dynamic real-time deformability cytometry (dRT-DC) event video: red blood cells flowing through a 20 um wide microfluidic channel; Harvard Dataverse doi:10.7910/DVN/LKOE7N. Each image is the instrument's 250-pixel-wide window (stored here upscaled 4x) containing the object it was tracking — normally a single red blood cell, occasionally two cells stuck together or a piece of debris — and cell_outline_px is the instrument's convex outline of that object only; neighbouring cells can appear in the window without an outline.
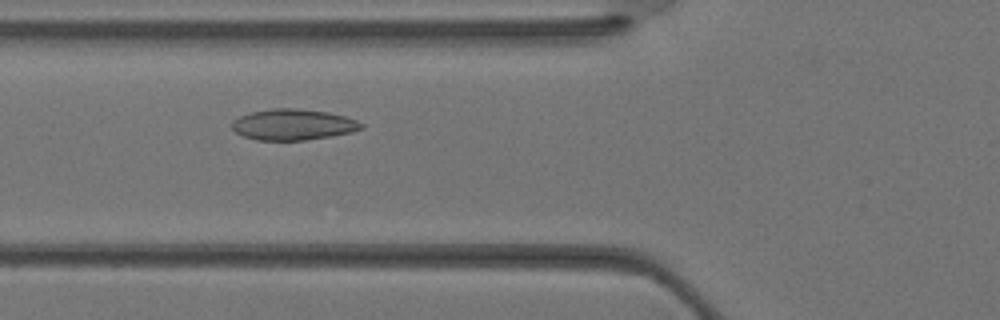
{"species": "Egyptian fruit bat (a non-hibernating species)", "species_latin": "Rousettus aegyptiacus", "temperature_condition": "warm", "stored_images_in_passage": 30, "camera_frame_rate_fps": 3000, "um_per_image_px": 0.085, "animal": {"sex": "female"}, "frame": {"image": 1, "passage_image": 11, "time_ms": 3.333, "image_size_px": [1000, 320], "cell_outline_px": [[364, 128], [352, 132], [332, 136], [304, 140], [256, 140], [244, 136], [236, 132], [232, 128], [232, 120], [240, 116], [252, 112], [272, 108], [296, 108], [328, 112], [344, 116], [356, 120], [364, 124]], "centroid_in_image_um": [24.93, 10.59], "position_along_channel_um": 100.9, "area_um2": 23.35}}
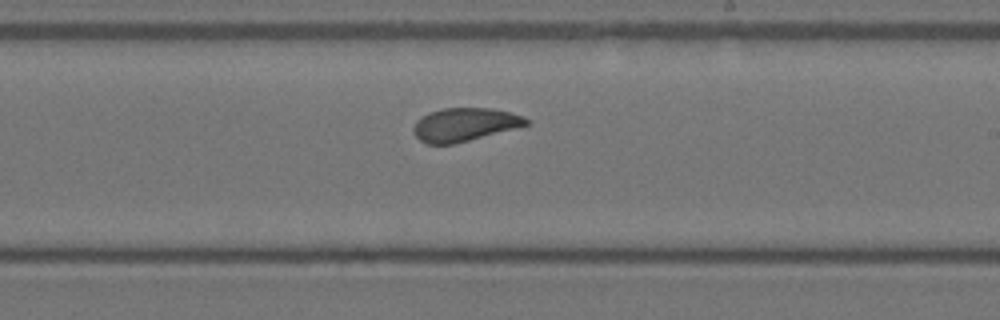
{"frame": {"image": 2, "passage_image": 19, "time_ms": 6.0, "image_size_px": [1000, 320], "cell_outline_px": [[528, 124], [516, 128], [452, 144], [428, 144], [420, 140], [412, 132], [412, 128], [416, 120], [432, 112], [444, 108], [488, 108], [508, 112], [524, 116], [528, 120]], "centroid_in_image_um": [39.46, 10.59], "position_along_channel_um": 249.5, "area_um2": 21.5}}
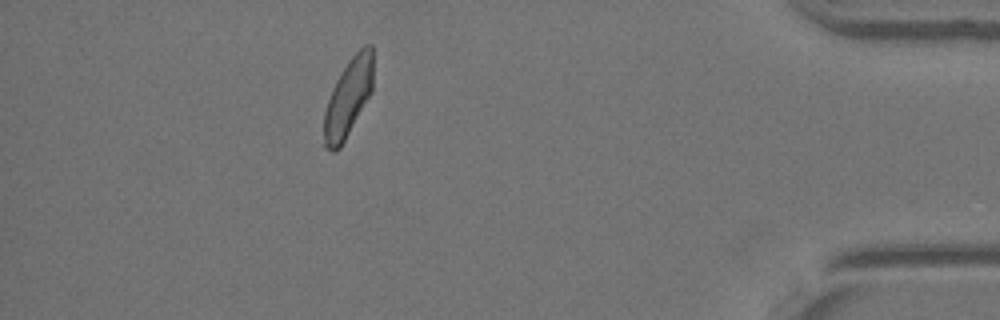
{"frame": {"image": 3, "passage_image": 30, "time_ms": 9.667, "image_size_px": [1000, 320], "cell_outline_px": [[372, 92], [340, 148], [336, 152], [332, 152], [324, 148], [324, 112], [332, 88], [336, 80], [348, 60], [364, 44], [372, 44]], "centroid_in_image_um": [29.59, 8.32], "position_along_channel_um": 405.6, "area_um2": 22.31}}